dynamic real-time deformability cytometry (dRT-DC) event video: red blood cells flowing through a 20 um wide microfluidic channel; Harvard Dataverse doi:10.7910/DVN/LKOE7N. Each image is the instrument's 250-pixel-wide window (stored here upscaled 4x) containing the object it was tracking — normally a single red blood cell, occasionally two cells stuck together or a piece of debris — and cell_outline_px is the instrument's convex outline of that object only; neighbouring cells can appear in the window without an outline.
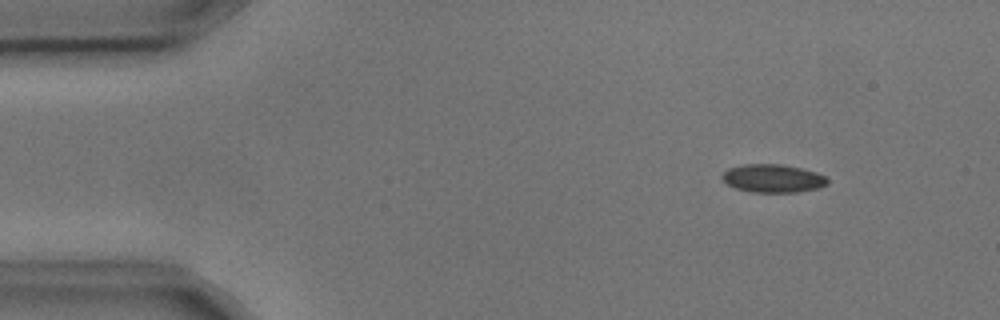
{"species": "common noctule bat (a hibernating species)", "species_latin": "Nyctalus noctula", "temperature_condition": "cold", "stored_images_in_passage": 13, "camera_frame_rate_fps": 3000, "um_per_image_px": 0.085, "animal": {"sex": "male", "body_mass_g": 17.9, "forearm_length_mm": 54.2}, "frame": {"image": 1, "passage_image": 1, "time_ms": 0.0, "image_size_px": [1000, 320], "cell_outline_px": [[828, 184], [816, 188], [796, 192], [752, 192], [736, 188], [728, 184], [720, 176], [728, 168], [744, 164], [780, 164], [800, 168], [816, 172], [824, 176], [828, 180]], "centroid_in_image_um": [65.68, 15.16], "position_along_channel_um": 19.3, "area_um2": 17.11}}
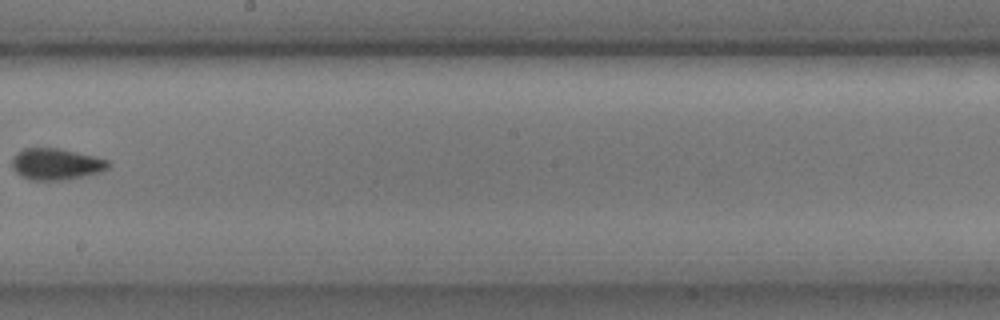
{"frame": {"image": 2, "passage_image": 7, "time_ms": 2.0, "image_size_px": [1000, 320], "cell_outline_px": [[112, 164], [108, 168], [100, 172], [68, 180], [28, 180], [20, 176], [12, 168], [12, 156], [16, 152], [24, 148], [56, 148], [76, 152], [108, 160]], "centroid_in_image_um": [4.74, 13.96], "position_along_channel_um": 243.5, "area_um2": 17.8}}
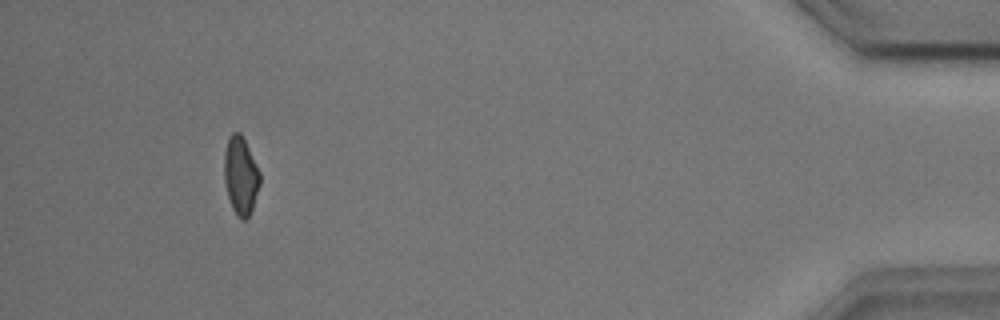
{"frame": {"image": 3, "passage_image": 12, "time_ms": 3.667, "image_size_px": [1000, 320], "cell_outline_px": [[260, 184], [252, 208], [248, 216], [244, 220], [240, 220], [232, 208], [228, 196], [224, 180], [224, 152], [228, 136], [232, 132], [240, 132], [260, 172]], "centroid_in_image_um": [20.44, 14.92], "position_along_channel_um": 414.8, "area_um2": 16.13}}